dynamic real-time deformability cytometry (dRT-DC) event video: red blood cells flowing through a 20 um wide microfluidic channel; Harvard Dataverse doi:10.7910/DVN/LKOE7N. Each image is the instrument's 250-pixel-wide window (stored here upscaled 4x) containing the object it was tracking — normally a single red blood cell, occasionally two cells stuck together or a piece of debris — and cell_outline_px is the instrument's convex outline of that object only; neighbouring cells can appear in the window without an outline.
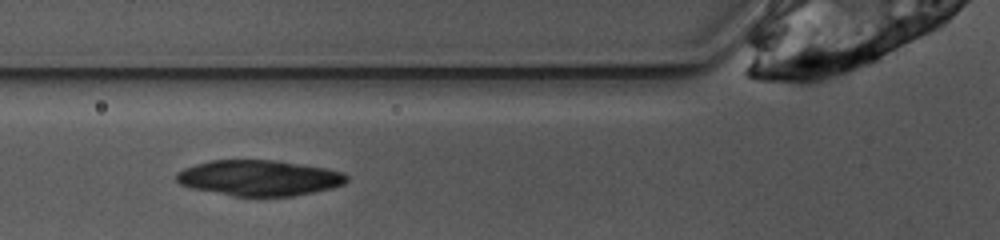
{"species": "common noctule bat (a hibernating species)", "species_latin": "Nyctalus noctula", "temperature_condition": "warm", "stored_images_in_passage": 25, "camera_frame_rate_fps": 3000, "um_per_image_px": 0.085, "animal": {"sex": "female", "body_mass_g": 10.0, "forearm_length_mm": 53.1}, "frame": {"image": 1, "passage_image": 4, "time_ms": 1.0, "image_size_px": [1000, 240], "cell_outline_px": [[348, 180], [344, 184], [332, 188], [292, 196], [232, 196], [192, 188], [180, 184], [176, 180], [176, 172], [184, 168], [196, 164], [212, 160], [272, 160], [324, 168], [344, 172], [348, 176]], "centroid_in_image_um": [22.01, 15.13], "position_along_channel_um": 103.8, "area_um2": 35.2}}
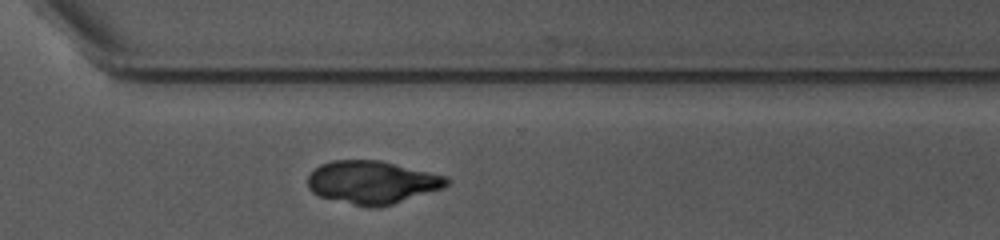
{"frame": {"image": 2, "passage_image": 22, "time_ms": 7.0, "image_size_px": [1000, 240], "cell_outline_px": [[452, 180], [444, 188], [392, 204], [356, 204], [320, 196], [312, 192], [308, 188], [308, 176], [320, 164], [332, 160], [380, 160], [448, 176]], "centroid_in_image_um": [31.68, 15.45], "position_along_channel_um": 338.9, "area_um2": 34.1}}
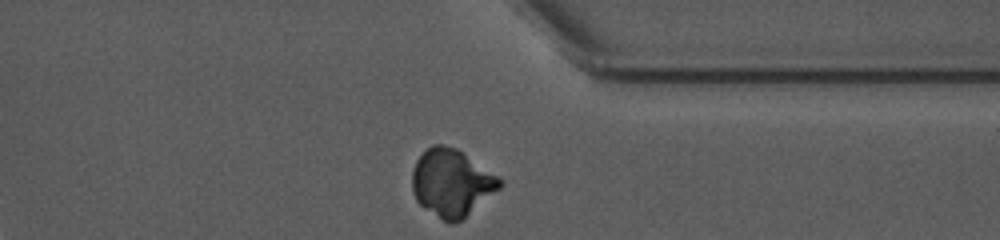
{"frame": {"image": 3, "passage_image": 25, "time_ms": 8.0, "image_size_px": [1000, 240], "cell_outline_px": [[504, 184], [500, 188], [456, 224], [448, 224], [424, 208], [416, 200], [412, 192], [412, 172], [416, 160], [432, 144], [444, 144], [456, 148], [504, 180]], "centroid_in_image_um": [38.38, 15.55], "position_along_channel_um": 373.0, "area_um2": 34.33}}